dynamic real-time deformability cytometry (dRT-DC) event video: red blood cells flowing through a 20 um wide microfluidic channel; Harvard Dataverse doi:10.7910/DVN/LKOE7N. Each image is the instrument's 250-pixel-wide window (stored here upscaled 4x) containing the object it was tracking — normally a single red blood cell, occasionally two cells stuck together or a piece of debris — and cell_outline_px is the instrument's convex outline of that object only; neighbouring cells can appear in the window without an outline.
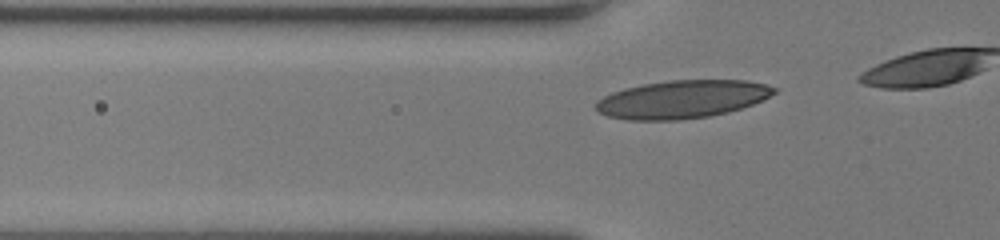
{"species": "human", "species_latin": "Homo sapiens", "temperature_condition": "room temperature", "stored_images_in_passage": 11, "camera_frame_rate_fps": 3000, "um_per_image_px": 0.085, "donor": {"sex": "female"}, "frame": {"image": 1, "passage_image": 5, "time_ms": 1.333, "image_size_px": [1000, 240], "cell_outline_px": [[780, 88], [776, 92], [752, 104], [728, 112], [708, 116], [680, 120], [628, 120], [608, 116], [600, 112], [596, 108], [596, 104], [604, 96], [612, 92], [624, 88], [644, 84], [668, 80], [748, 80], [768, 84]], "centroid_in_image_um": [58.01, 8.43], "position_along_channel_um": 67.8, "area_um2": 39.36}}
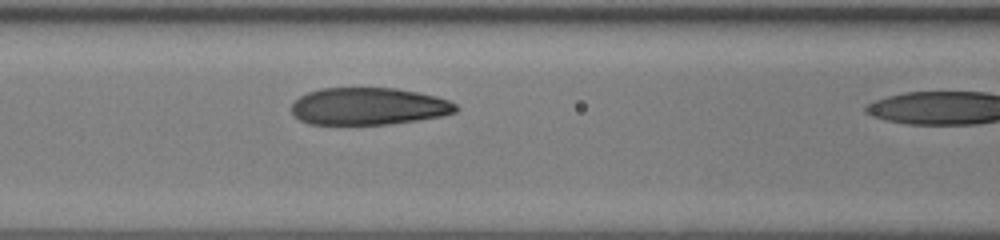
{"frame": {"image": 2, "passage_image": 10, "time_ms": 3.0, "image_size_px": [1000, 240], "cell_outline_px": [[460, 108], [456, 112], [440, 116], [416, 120], [388, 124], [308, 124], [300, 120], [292, 112], [292, 104], [300, 96], [308, 92], [320, 88], [396, 88], [436, 96], [448, 100], [456, 104]], "centroid_in_image_um": [31.33, 9.03], "position_along_channel_um": 135.3, "area_um2": 35.55}}